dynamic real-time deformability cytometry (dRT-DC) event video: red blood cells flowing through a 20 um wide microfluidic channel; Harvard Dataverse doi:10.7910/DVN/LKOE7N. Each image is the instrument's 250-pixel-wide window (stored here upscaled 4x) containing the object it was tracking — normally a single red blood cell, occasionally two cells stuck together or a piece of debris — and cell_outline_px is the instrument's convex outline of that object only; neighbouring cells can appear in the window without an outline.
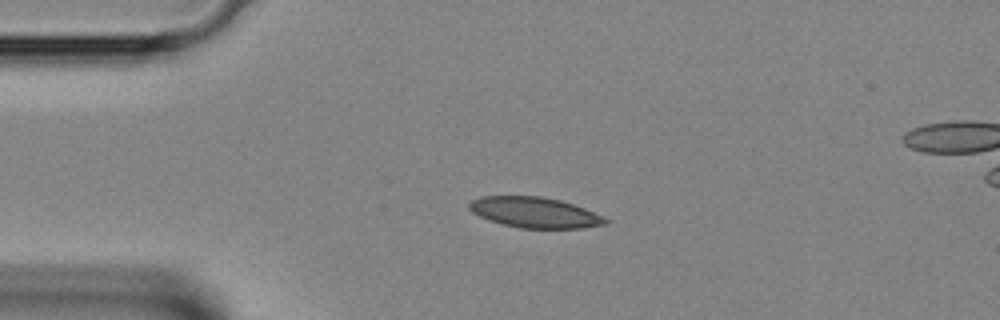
{"species": "Egyptian fruit bat (a non-hibernating species)", "species_latin": "Rousettus aegyptiacus", "temperature_condition": "room temperature", "stored_images_in_passage": 33, "segment_of_instrument_passage": [1, 2], "camera_frame_rate_fps": 3000, "um_per_image_px": 0.085, "animal": {"sex": "female"}, "frame": {"image": 1, "passage_image": 1, "time_ms": 0.0, "image_size_px": [1000, 320], "cell_outline_px": [[608, 224], [580, 228], [520, 228], [504, 224], [480, 216], [472, 212], [468, 208], [468, 204], [472, 200], [480, 196], [540, 196], [560, 200], [584, 208], [604, 216], [608, 220]], "centroid_in_image_um": [45.46, 18.05], "position_along_channel_um": 39.5, "area_um2": 24.1}}
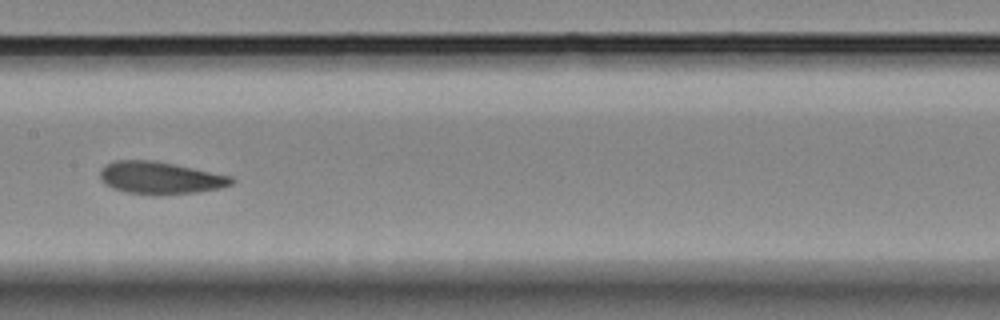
{"frame": {"image": 2, "passage_image": 12, "time_ms": 3.667, "image_size_px": [1000, 320], "cell_outline_px": [[236, 180], [232, 184], [220, 188], [196, 192], [160, 196], [156, 196], [128, 192], [112, 188], [104, 184], [100, 180], [100, 168], [104, 164], [112, 160], [156, 160], [232, 176]], "centroid_in_image_um": [13.59, 15.12], "position_along_channel_um": 193.8, "area_um2": 25.26}}
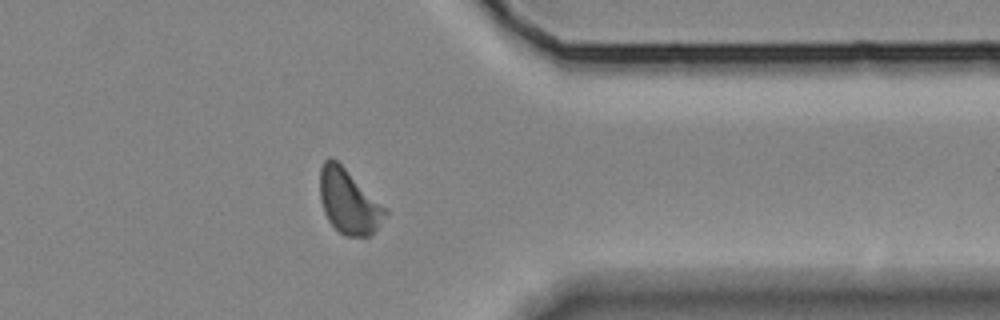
{"frame": {"image": 3, "passage_image": 24, "time_ms": 7.667, "image_size_px": [1000, 320], "cell_outline_px": [[388, 212], [376, 232], [372, 236], [344, 236], [328, 220], [324, 212], [320, 200], [320, 168], [324, 160], [328, 156], [336, 160], [388, 208]], "centroid_in_image_um": [29.66, 17.14], "position_along_channel_um": 381.7, "area_um2": 24.74}}